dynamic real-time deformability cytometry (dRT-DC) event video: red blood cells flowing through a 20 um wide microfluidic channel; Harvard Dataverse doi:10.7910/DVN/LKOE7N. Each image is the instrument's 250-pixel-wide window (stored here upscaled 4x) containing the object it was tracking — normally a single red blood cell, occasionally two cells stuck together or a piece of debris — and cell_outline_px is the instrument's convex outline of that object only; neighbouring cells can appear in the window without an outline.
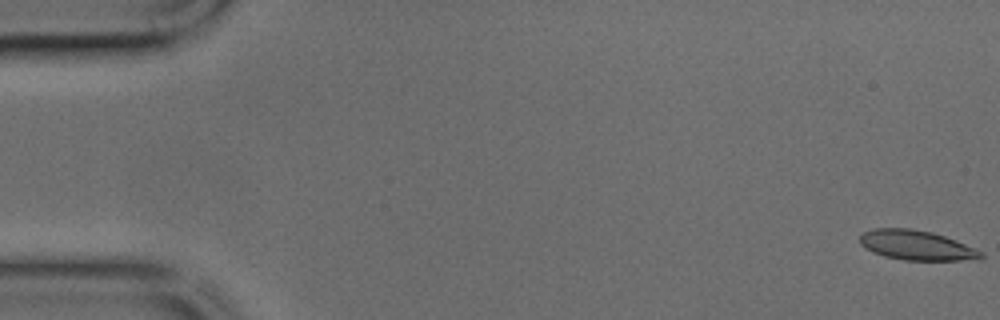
{"species": "common noctule bat (a hibernating species)", "species_latin": "Nyctalus noctula", "temperature_condition": "cold", "stored_images_in_passage": 45, "camera_frame_rate_fps": 3000, "um_per_image_px": 0.085, "animal": {"sex": "male", "body_mass_g": 17.9, "forearm_length_mm": 54.2}, "frame": {"image": 1, "passage_image": 1, "time_ms": 0.0, "image_size_px": [1000, 320], "cell_outline_px": [[984, 256], [980, 260], [904, 260], [884, 256], [872, 252], [864, 248], [860, 244], [860, 236], [864, 232], [872, 228], [912, 228], [932, 232], [956, 240], [984, 252]], "centroid_in_image_um": [77.92, 20.85], "position_along_channel_um": 7.1, "area_um2": 21.21}}
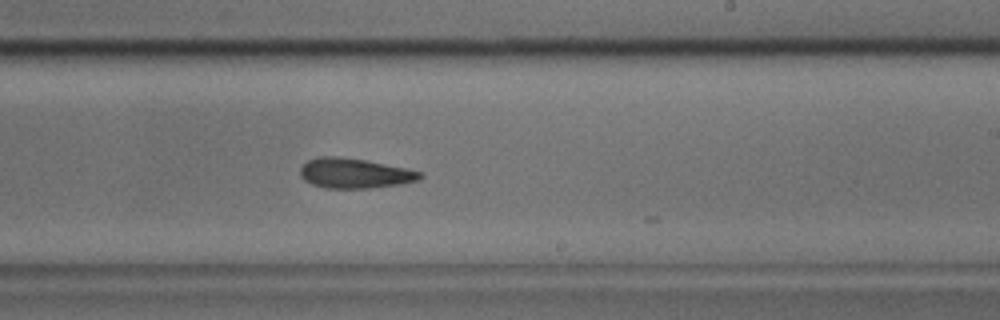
{"frame": {"image": 2, "passage_image": 27, "time_ms": 8.667, "image_size_px": [1000, 320], "cell_outline_px": [[424, 176], [420, 180], [396, 184], [368, 188], [324, 188], [312, 184], [304, 180], [300, 176], [300, 168], [308, 160], [320, 156], [336, 156], [364, 160], [424, 172]], "centroid_in_image_um": [30.12, 14.73], "position_along_channel_um": 258.9, "area_um2": 20.75}}
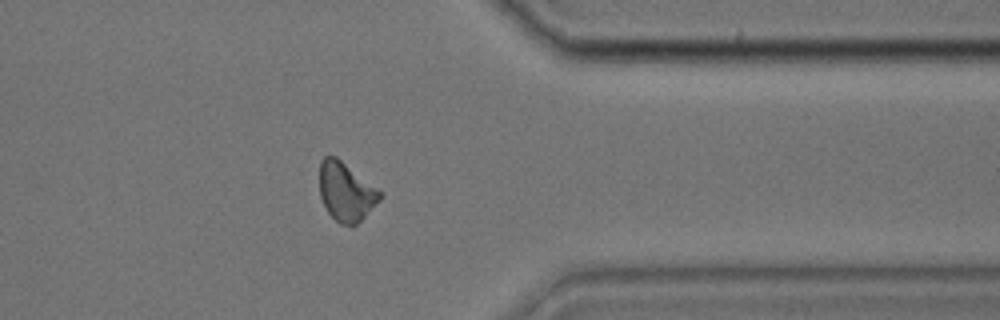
{"frame": {"image": 3, "passage_image": 36, "time_ms": 11.667, "image_size_px": [1000, 320], "cell_outline_px": [[384, 192], [380, 200], [356, 224], [340, 224], [328, 212], [320, 196], [320, 160], [324, 156], [336, 156]], "centroid_in_image_um": [29.42, 16.26], "position_along_channel_um": 382.0, "area_um2": 20.58}}